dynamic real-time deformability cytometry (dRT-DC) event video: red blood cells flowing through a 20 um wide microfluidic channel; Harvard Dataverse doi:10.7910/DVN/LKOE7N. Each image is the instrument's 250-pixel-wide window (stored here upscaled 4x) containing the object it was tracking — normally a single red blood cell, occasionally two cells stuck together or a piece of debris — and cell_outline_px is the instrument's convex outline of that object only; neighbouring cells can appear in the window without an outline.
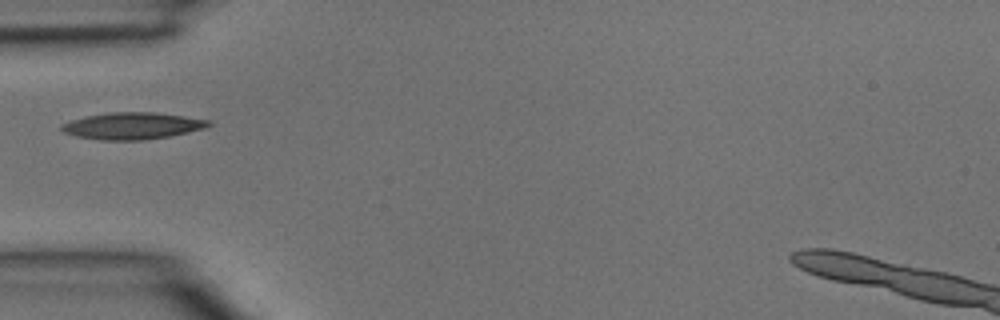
{"species": "common noctule bat (a hibernating species)", "species_latin": "Nyctalus noctula", "temperature_condition": "room temperature", "stored_images_in_passage": 1, "camera_frame_rate_fps": 3000, "um_per_image_px": 0.085, "animal": {"sex": "male", "body_mass_g": 15.6}, "frame": {"image": 1, "passage_image": 1, "time_ms": 0.0, "image_size_px": [1000, 320], "cell_outline_px": [[212, 124], [204, 128], [188, 132], [168, 136], [144, 140], [100, 140], [76, 136], [64, 132], [60, 128], [60, 124], [72, 120], [88, 116], [112, 112], [156, 112], [212, 120]], "centroid_in_image_um": [11.27, 10.69], "position_along_channel_um": 73.7, "area_um2": 22.89}}